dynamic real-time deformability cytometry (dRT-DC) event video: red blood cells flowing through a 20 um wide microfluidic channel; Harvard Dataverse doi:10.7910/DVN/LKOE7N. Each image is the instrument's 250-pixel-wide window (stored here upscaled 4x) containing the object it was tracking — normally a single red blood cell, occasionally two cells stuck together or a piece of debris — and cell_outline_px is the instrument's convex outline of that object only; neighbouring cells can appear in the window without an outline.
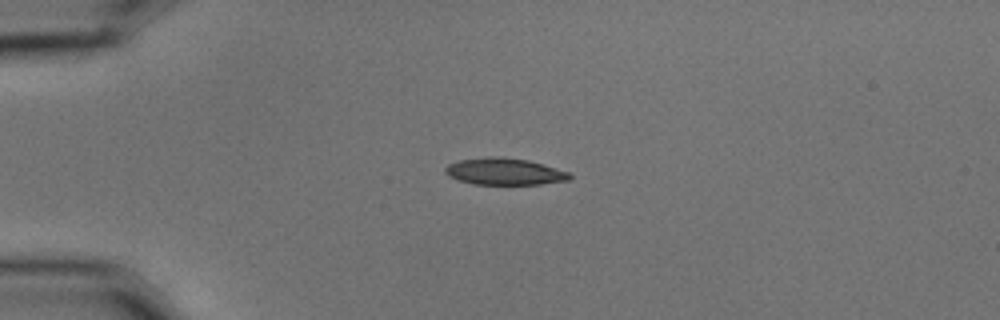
{"species": "common noctule bat (a hibernating species)", "species_latin": "Nyctalus noctula", "temperature_condition": "cold", "stored_images_in_passage": 5, "camera_frame_rate_fps": 3000, "um_per_image_px": 0.085, "animal": {"sex": "male", "body_mass_g": 15.6}, "frame": {"image": 1, "passage_image": 1, "time_ms": 0.0, "image_size_px": [1000, 320], "cell_outline_px": [[572, 176], [568, 180], [540, 184], [472, 184], [448, 176], [444, 172], [444, 168], [448, 164], [460, 160], [488, 156], [500, 156], [528, 160], [568, 172]], "centroid_in_image_um": [42.83, 14.57], "position_along_channel_um": 42.2, "area_um2": 19.31}}
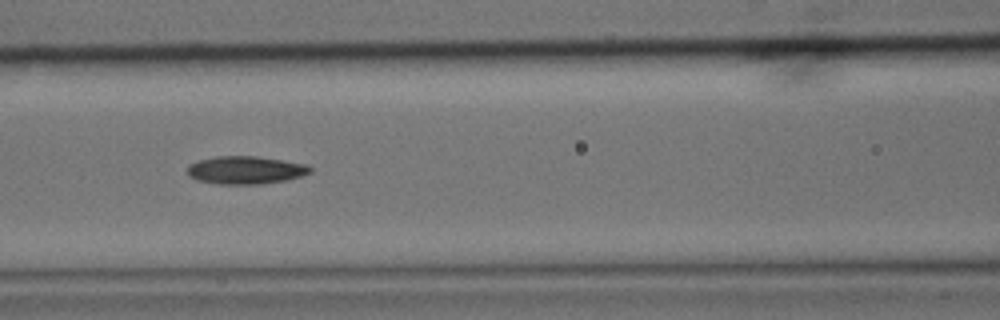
{"frame": {"image": 2, "passage_image": 4, "time_ms": 1.0, "image_size_px": [1000, 320], "cell_outline_px": [[312, 172], [288, 180], [260, 184], [220, 184], [196, 180], [188, 176], [188, 164], [196, 160], [216, 156], [256, 156], [304, 164], [312, 168]], "centroid_in_image_um": [20.83, 14.46], "position_along_channel_um": 145.8, "area_um2": 20.0}}
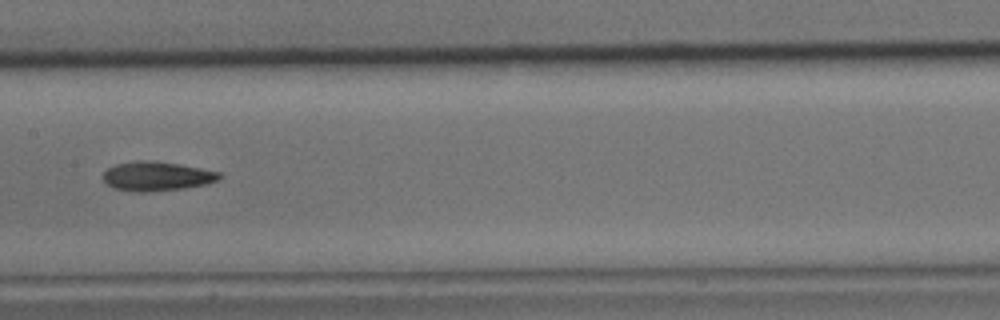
{"frame": {"image": 3, "passage_image": 5, "time_ms": 1.333, "image_size_px": [1000, 320], "cell_outline_px": [[220, 176], [216, 180], [208, 184], [184, 188], [144, 192], [136, 192], [112, 188], [104, 180], [104, 172], [108, 168], [116, 164], [140, 160], [176, 164], [200, 168], [220, 172]], "centroid_in_image_um": [13.3, 14.99], "position_along_channel_um": 194.1, "area_um2": 19.42}}